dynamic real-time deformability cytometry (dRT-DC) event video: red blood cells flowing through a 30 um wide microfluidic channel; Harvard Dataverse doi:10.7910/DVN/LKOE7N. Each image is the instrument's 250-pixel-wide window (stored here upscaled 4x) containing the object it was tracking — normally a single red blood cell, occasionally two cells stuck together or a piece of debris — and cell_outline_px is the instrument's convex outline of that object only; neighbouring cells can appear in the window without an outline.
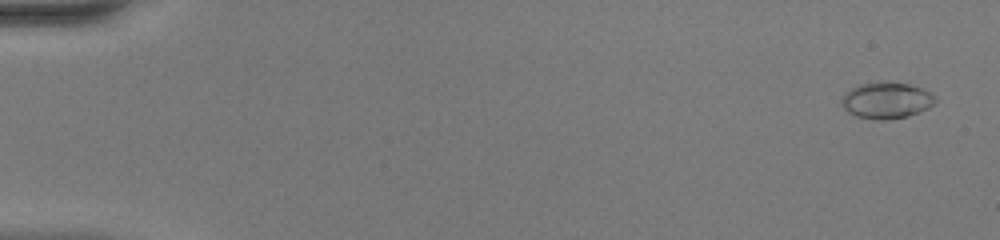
{"species": "common noctule bat (a hibernating species)", "species_latin": "Nyctalus noctula", "temperature_condition": "warm", "stored_images_in_passage": 52, "camera_frame_rate_fps": 3000, "um_per_image_px": 0.085, "animal": {"sex": "female", "body_mass_g": 20.0, "forearm_length_mm": 54.0}, "frame": {"image": 1, "passage_image": 3, "time_ms": 0.667, "image_size_px": [1000, 240], "cell_outline_px": [[936, 104], [920, 112], [908, 116], [884, 120], [880, 120], [856, 116], [848, 112], [844, 108], [840, 100], [844, 92], [860, 84], [884, 80], [888, 80], [908, 84], [920, 88], [928, 92], [936, 100]], "centroid_in_image_um": [75.32, 8.52], "position_along_channel_um": 9.7, "area_um2": 20.0}}
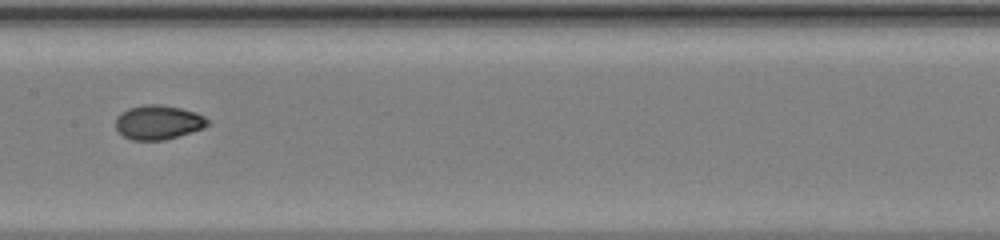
{"frame": {"image": 2, "passage_image": 28, "time_ms": 9.0, "image_size_px": [1000, 240], "cell_outline_px": [[208, 124], [204, 128], [164, 140], [132, 140], [124, 136], [116, 128], [116, 116], [120, 112], [128, 108], [144, 104], [160, 104], [180, 108], [196, 112], [204, 116], [208, 120]], "centroid_in_image_um": [13.43, 10.38], "position_along_channel_um": 194.0, "area_um2": 18.38}}
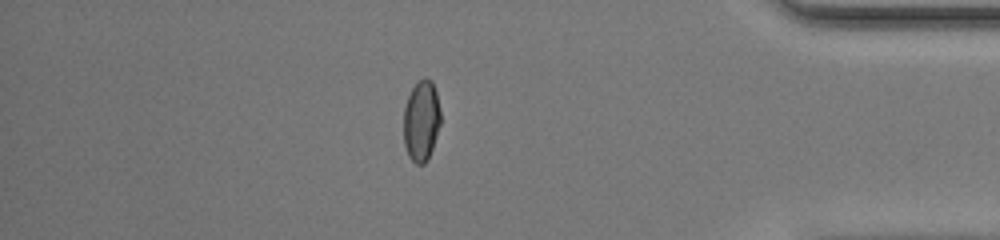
{"frame": {"image": 3, "passage_image": 45, "time_ms": 14.667, "image_size_px": [1000, 240], "cell_outline_px": [[440, 124], [428, 160], [424, 164], [416, 164], [408, 156], [404, 144], [404, 108], [408, 96], [412, 88], [424, 76], [432, 80], [436, 92], [440, 108]], "centroid_in_image_um": [35.81, 10.26], "position_along_channel_um": 399.4, "area_um2": 17.46}, "authors_computed_cell_mechanics": {"area_um2": 18.1492, "velocity_mm_per_s": 4.1532, "shape_relaxation_time_tau1_ms": 4.2714, "shape_relaxation_time_tau2_ms": 0.7922, "deformation_change_tau1": 0.1739, "deformation_change_tau2": 0.0346}}